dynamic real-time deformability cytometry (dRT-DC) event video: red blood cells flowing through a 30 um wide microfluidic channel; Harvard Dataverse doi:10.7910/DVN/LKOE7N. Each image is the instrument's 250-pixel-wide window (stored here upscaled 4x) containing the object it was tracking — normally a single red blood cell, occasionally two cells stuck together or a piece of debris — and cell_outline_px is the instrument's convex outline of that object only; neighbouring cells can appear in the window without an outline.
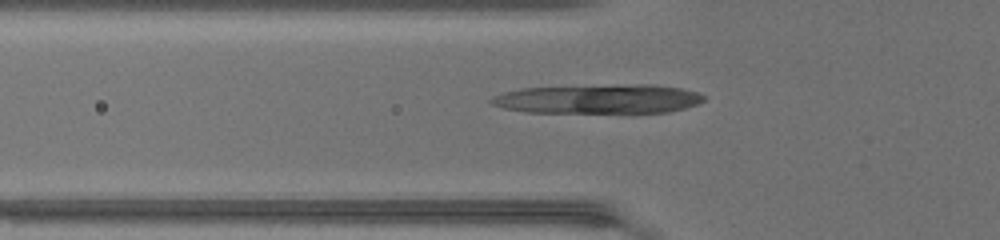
{"species": "common noctule bat (a hibernating species)", "species_latin": "Nyctalus noctula", "temperature_condition": "warm", "stored_images_in_passage": 32, "camera_frame_rate_fps": 3000, "um_per_image_px": 0.085, "animal": {"sex": "female", "body_mass_g": 17.0, "forearm_length_mm": 48.0}, "frame": {"image": 1, "passage_image": 5, "time_ms": 1.333, "image_size_px": [1000, 240], "cell_outline_px": [[704, 100], [696, 104], [684, 108], [668, 112], [524, 112], [504, 108], [492, 104], [488, 100], [492, 96], [504, 92], [524, 88], [636, 84], [652, 84], [680, 88], [696, 92], [704, 96]], "centroid_in_image_um": [50.85, 8.41], "position_along_channel_um": 75.0, "area_um2": 35.84}}
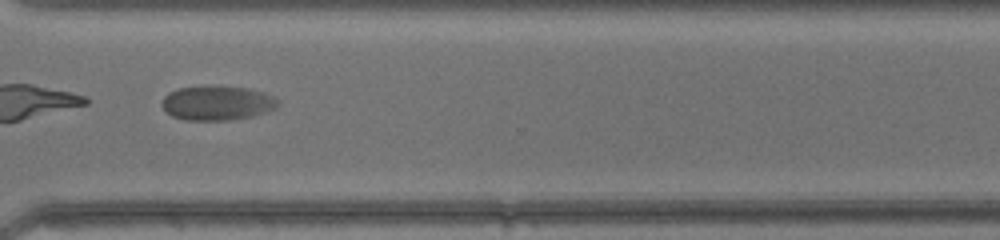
{"frame": {"image": 2, "passage_image": 25, "time_ms": 8.0, "image_size_px": [1000, 240], "cell_outline_px": [[280, 104], [276, 108], [252, 116], [228, 120], [184, 120], [172, 116], [164, 108], [164, 96], [168, 92], [180, 88], [248, 88], [264, 92], [280, 100]], "centroid_in_image_um": [18.51, 8.79], "position_along_channel_um": 352.1, "area_um2": 22.54}, "authors_computed_cell_mechanics": {"area_um2": 25.4031, "velocity_mm_per_s": 4.2122, "shape_relaxation_time_tau1_ms": null, "shape_relaxation_time_tau2_ms": 0.8983, "deformation_change_tau1": null, "deformation_change_tau2": 0.0365}}